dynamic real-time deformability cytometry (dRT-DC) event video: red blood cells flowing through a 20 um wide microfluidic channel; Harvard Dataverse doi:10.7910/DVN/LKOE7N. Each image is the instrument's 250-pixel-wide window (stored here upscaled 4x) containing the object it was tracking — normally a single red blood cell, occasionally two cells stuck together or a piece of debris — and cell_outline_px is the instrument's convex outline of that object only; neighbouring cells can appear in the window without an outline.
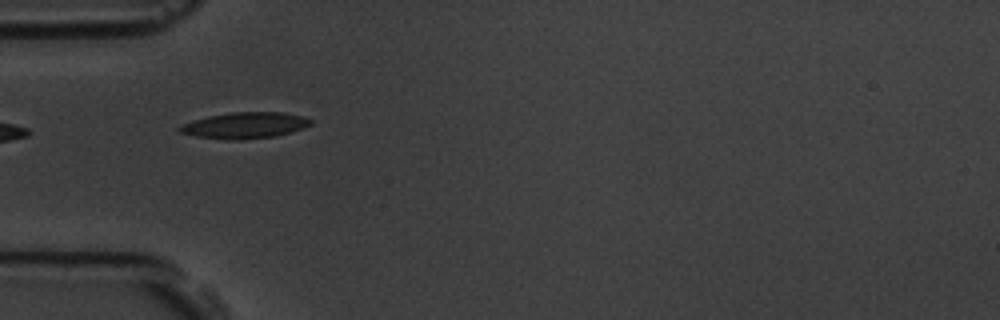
{"species": "common noctule bat (a hibernating species)", "species_latin": "Nyctalus noctula", "temperature_condition": "room temperature", "stored_images_in_passage": 7, "camera_frame_rate_fps": 3000, "um_per_image_px": 0.085, "animal": {"sex": "male", "body_mass_g": 19.5, "forearm_length_mm": 54.6}, "frame": {"image": 1, "passage_image": 5, "time_ms": 4.667, "image_size_px": [1000, 320], "cell_outline_px": [[312, 124], [304, 128], [276, 136], [236, 140], [228, 140], [196, 136], [180, 132], [176, 128], [180, 124], [192, 120], [208, 116], [232, 112], [284, 112], [304, 116], [312, 120]], "centroid_in_image_um": [20.8, 10.65], "position_along_channel_um": 64.2, "area_um2": 20.11}}
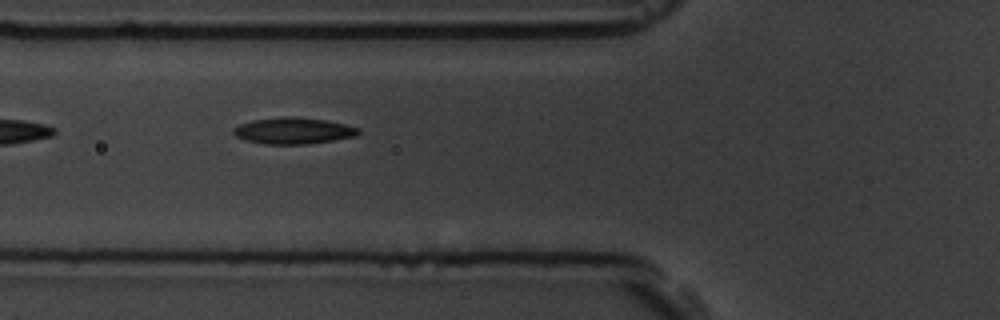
{"frame": {"image": 2, "passage_image": 6, "time_ms": 5.667, "image_size_px": [1000, 320], "cell_outline_px": [[360, 132], [356, 136], [308, 144], [264, 144], [244, 140], [236, 136], [232, 132], [232, 128], [240, 124], [252, 120], [284, 116], [292, 116], [324, 120], [344, 124], [360, 128]], "centroid_in_image_um": [24.9, 11.11], "position_along_channel_um": 100.9, "area_um2": 19.25}}
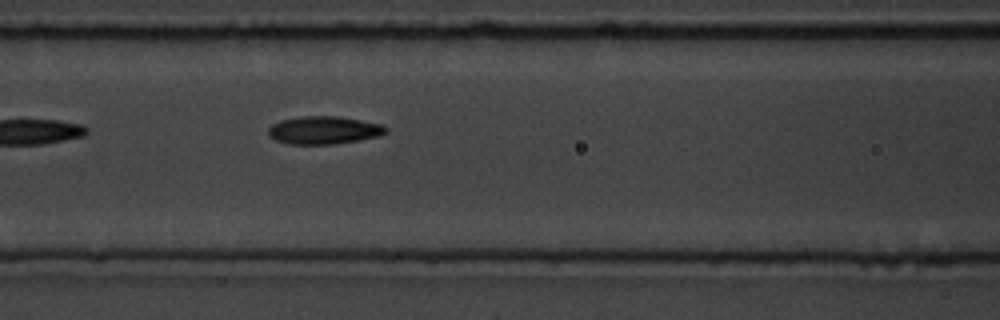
{"frame": {"image": 3, "passage_image": 7, "time_ms": 6.667, "image_size_px": [1000, 320], "cell_outline_px": [[388, 132], [380, 136], [360, 140], [332, 144], [288, 144], [276, 140], [268, 136], [268, 128], [272, 124], [280, 120], [300, 116], [340, 116], [380, 124], [388, 128]], "centroid_in_image_um": [27.52, 11.06], "position_along_channel_um": 139.1, "area_um2": 19.25}}